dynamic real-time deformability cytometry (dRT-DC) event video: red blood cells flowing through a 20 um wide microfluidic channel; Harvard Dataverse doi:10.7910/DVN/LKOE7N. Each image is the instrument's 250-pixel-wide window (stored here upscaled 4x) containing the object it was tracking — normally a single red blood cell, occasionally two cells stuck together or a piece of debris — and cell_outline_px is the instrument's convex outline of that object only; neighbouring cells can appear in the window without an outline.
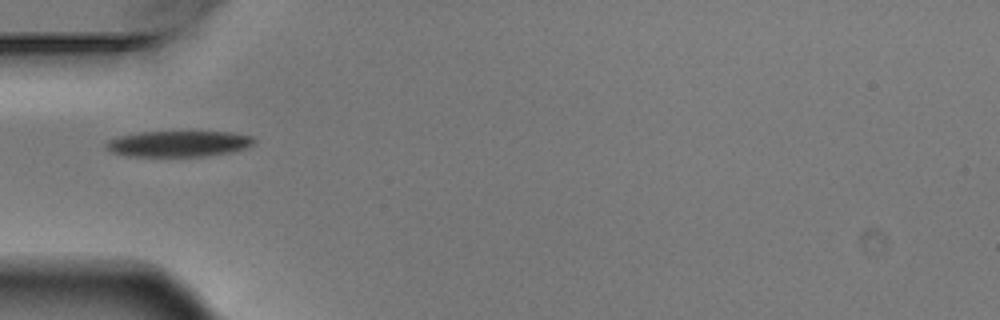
{"species": "Egyptian fruit bat (a non-hibernating species)", "species_latin": "Rousettus aegyptiacus", "temperature_condition": "warm", "stored_images_in_passage": 6, "camera_frame_rate_fps": 3000, "um_per_image_px": 0.085, "animal": {"sex": "male"}, "frame": {"image": 1, "passage_image": 4, "time_ms": 1.0, "image_size_px": [1000, 320], "cell_outline_px": [[256, 140], [248, 148], [232, 152], [208, 156], [128, 156], [112, 152], [104, 148], [104, 144], [108, 140], [120, 136], [140, 132], [228, 132], [252, 136]], "centroid_in_image_um": [15.18, 12.22], "position_along_channel_um": 69.8, "area_um2": 22.43}}
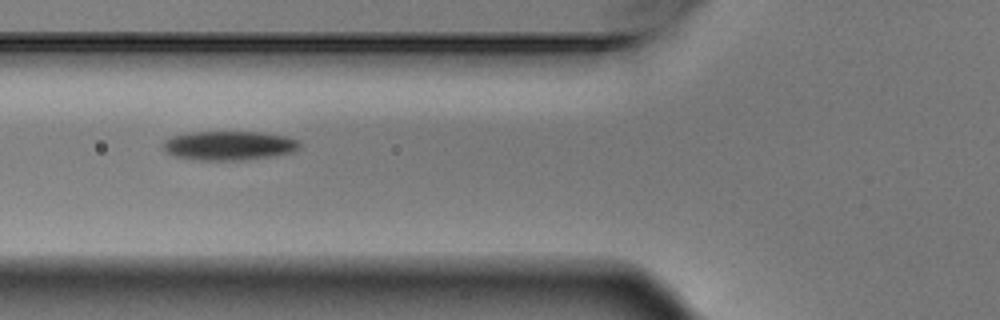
{"frame": {"image": 2, "passage_image": 5, "time_ms": 1.333, "image_size_px": [1000, 320], "cell_outline_px": [[300, 148], [292, 152], [268, 156], [240, 160], [200, 160], [176, 156], [168, 152], [164, 148], [164, 140], [172, 136], [188, 132], [260, 132], [284, 136], [300, 140]], "centroid_in_image_um": [19.48, 12.36], "position_along_channel_um": 106.3, "area_um2": 22.89}}
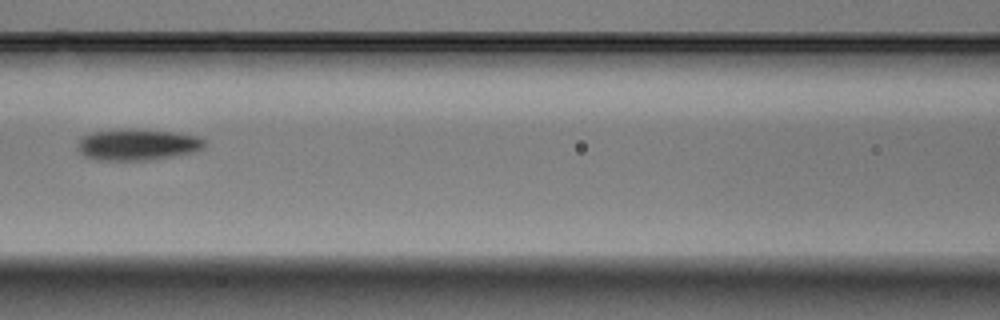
{"frame": {"image": 3, "passage_image": 6, "time_ms": 1.667, "image_size_px": [1000, 320], "cell_outline_px": [[204, 148], [192, 152], [172, 156], [148, 160], [96, 160], [84, 156], [80, 152], [80, 140], [84, 136], [96, 132], [172, 132], [196, 136], [204, 140]], "centroid_in_image_um": [11.72, 12.36], "position_along_channel_um": 154.9, "area_um2": 21.62}}